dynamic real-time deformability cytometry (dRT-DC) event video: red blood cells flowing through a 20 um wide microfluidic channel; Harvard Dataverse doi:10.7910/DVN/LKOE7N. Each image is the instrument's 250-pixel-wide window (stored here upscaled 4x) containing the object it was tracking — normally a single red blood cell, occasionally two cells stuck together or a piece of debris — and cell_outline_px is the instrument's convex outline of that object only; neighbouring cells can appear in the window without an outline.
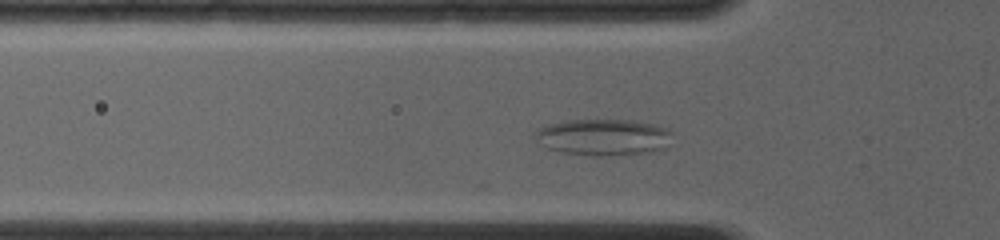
{"species": "common noctule bat (a hibernating species)", "species_latin": "Nyctalus noctula", "temperature_condition": "room temperature", "stored_images_in_passage": 28, "camera_frame_rate_fps": 4000, "um_per_image_px": 0.085, "animal": {"sex": "female", "body_mass_g": 19.0, "forearm_length_mm": 56.7}, "frame": {"image": 1, "passage_image": 6, "time_ms": 2.0, "image_size_px": [1000, 240], "cell_outline_px": [[672, 132], [664, 148], [648, 152], [600, 156], [592, 156], [560, 152], [548, 148], [536, 140], [532, 136], [536, 128], [548, 124], [564, 120], [632, 120], [656, 124], [668, 128]], "centroid_in_image_um": [51.22, 11.64], "position_along_channel_um": 74.6, "area_um2": 29.3}}
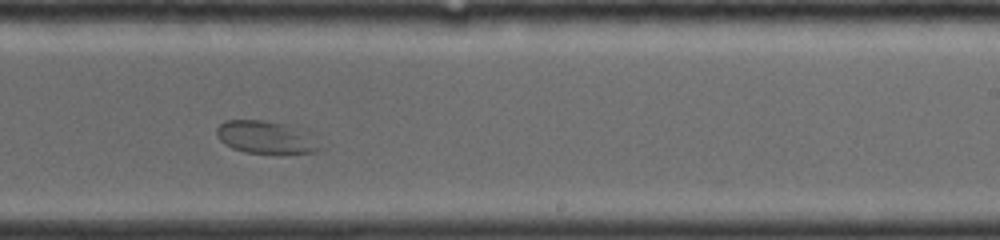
{"frame": {"image": 2, "passage_image": 18, "time_ms": 6.75, "image_size_px": [1000, 240], "cell_outline_px": [[320, 148], [316, 152], [280, 156], [244, 152], [232, 148], [224, 144], [220, 140], [216, 132], [216, 128], [224, 120], [264, 120], [284, 124]], "centroid_in_image_um": [22.4, 11.73], "position_along_channel_um": 266.6, "area_um2": 19.07}}
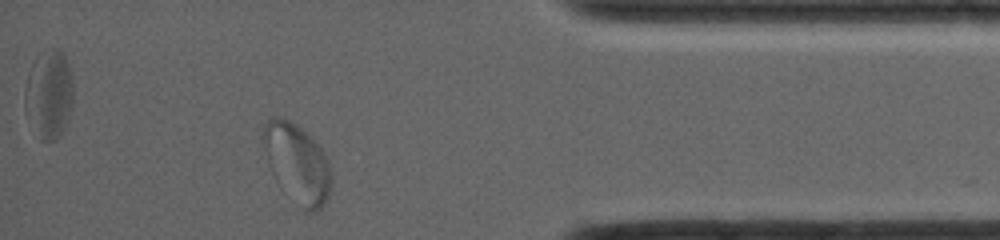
{"frame": {"image": 3, "passage_image": 28, "time_ms": 10.75, "image_size_px": [1000, 240], "cell_outline_px": [[332, 184], [328, 196], [324, 204], [316, 212], [304, 212], [268, 160], [260, 144], [260, 136], [264, 124], [272, 116], [280, 116], [296, 124], [320, 148], [328, 160], [332, 180]], "centroid_in_image_um": [25.27, 13.81], "position_along_channel_um": 409.9, "area_um2": 30.17}}